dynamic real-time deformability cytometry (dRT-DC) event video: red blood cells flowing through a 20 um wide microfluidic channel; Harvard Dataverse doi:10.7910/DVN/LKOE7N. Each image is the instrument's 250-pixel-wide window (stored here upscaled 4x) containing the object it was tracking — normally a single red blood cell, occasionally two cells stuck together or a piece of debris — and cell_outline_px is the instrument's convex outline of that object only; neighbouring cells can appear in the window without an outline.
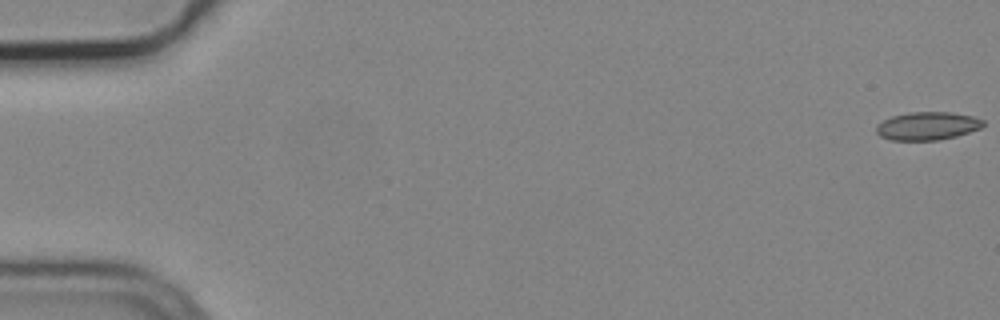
{"species": "common noctule bat (a hibernating species)", "species_latin": "Nyctalus noctula", "temperature_condition": "cold", "stored_images_in_passage": 6, "camera_frame_rate_fps": 3000, "um_per_image_px": 0.085, "animal": {"sex": "male", "body_mass_g": 19.2, "forearm_length_mm": 51.8}, "frame": {"image": 1, "passage_image": 1, "time_ms": 0.0, "image_size_px": [1000, 320], "cell_outline_px": [[984, 124], [980, 128], [956, 136], [936, 140], [892, 140], [880, 136], [876, 132], [876, 124], [892, 116], [912, 112], [952, 112], [972, 116], [984, 120]], "centroid_in_image_um": [78.82, 10.7], "position_along_channel_um": 6.2, "area_um2": 17.4}}
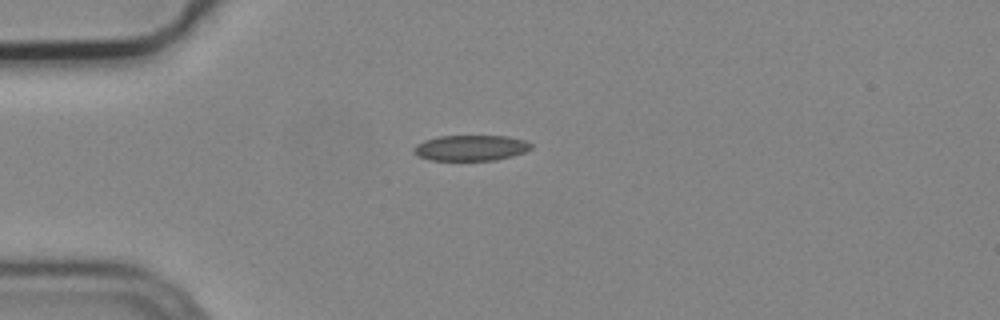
{"frame": {"image": 2, "passage_image": 4, "time_ms": 1.0, "image_size_px": [1000, 320], "cell_outline_px": [[532, 148], [524, 152], [512, 156], [496, 160], [432, 160], [420, 156], [412, 152], [412, 148], [416, 144], [424, 140], [440, 136], [508, 136], [524, 140], [532, 144]], "centroid_in_image_um": [40.01, 12.57], "position_along_channel_um": 45.0, "area_um2": 17.51}}
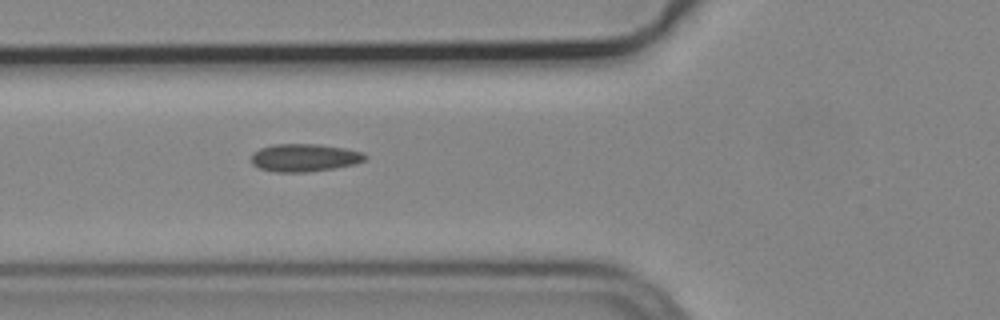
{"frame": {"image": 3, "passage_image": 6, "time_ms": 1.667, "image_size_px": [1000, 320], "cell_outline_px": [[368, 156], [364, 160], [356, 164], [308, 172], [276, 172], [260, 168], [252, 164], [252, 152], [260, 148], [272, 144], [320, 144], [344, 148], [364, 152]], "centroid_in_image_um": [25.88, 13.39], "position_along_channel_um": 99.9, "area_um2": 18.5}}